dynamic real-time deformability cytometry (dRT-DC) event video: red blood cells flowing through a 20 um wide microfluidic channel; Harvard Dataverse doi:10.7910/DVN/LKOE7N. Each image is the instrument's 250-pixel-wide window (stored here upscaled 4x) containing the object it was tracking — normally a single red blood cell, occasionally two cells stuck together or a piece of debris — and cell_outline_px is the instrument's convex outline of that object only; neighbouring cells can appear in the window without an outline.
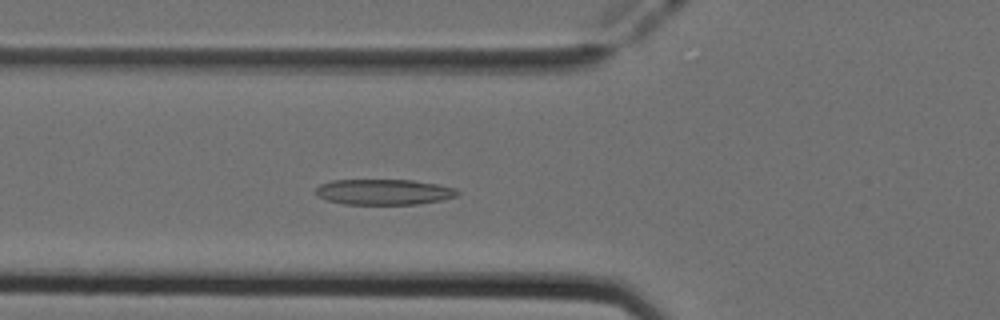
{"species": "Egyptian fruit bat (a non-hibernating species)", "species_latin": "Rousettus aegyptiacus", "temperature_condition": "cold", "stored_images_in_passage": 48, "camera_frame_rate_fps": 3000, "um_per_image_px": 0.085, "animal": {"sex": "female"}, "frame": {"image": 1, "passage_image": 15, "time_ms": 4.667, "image_size_px": [1000, 320], "cell_outline_px": [[460, 192], [456, 196], [440, 200], [416, 204], [344, 204], [328, 200], [320, 196], [316, 192], [316, 188], [320, 184], [332, 180], [412, 180], [440, 184], [456, 188]], "centroid_in_image_um": [32.66, 16.31], "position_along_channel_um": 93.1, "area_um2": 21.04}}
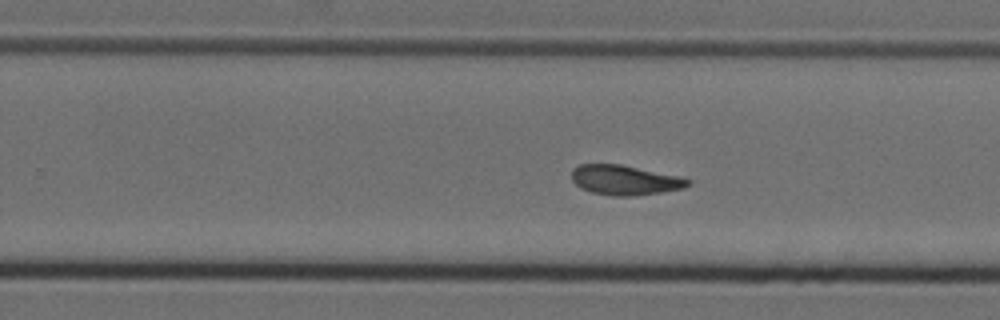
{"frame": {"image": 2, "passage_image": 29, "time_ms": 9.333, "image_size_px": [1000, 320], "cell_outline_px": [[692, 180], [684, 188], [660, 192], [632, 196], [612, 196], [592, 192], [580, 188], [572, 180], [572, 168], [580, 164], [620, 164], [680, 176]], "centroid_in_image_um": [53.09, 15.3], "position_along_channel_um": 276.7, "area_um2": 20.17}}
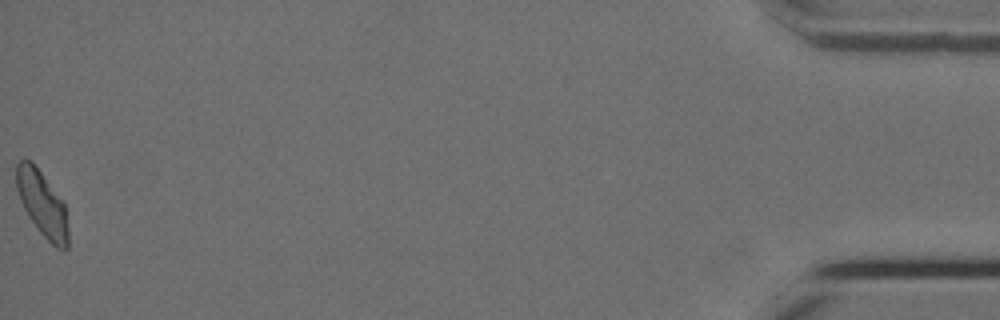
{"frame": {"image": 3, "passage_image": 48, "time_ms": 15.667, "image_size_px": [1000, 320], "cell_outline_px": [[68, 248], [64, 252], [56, 248], [36, 228], [28, 216], [20, 200], [16, 188], [16, 164], [20, 160], [28, 160], [40, 172], [64, 204], [68, 228]], "centroid_in_image_um": [3.59, 17.4], "position_along_channel_um": 431.6, "area_um2": 19.36}, "authors_computed_cell_mechanics": {"area_um2": 20.1722, "velocity_mm_per_s": 3.9264, "shape_relaxation_time_tau1_ms": 9.7308, "shape_relaxation_time_tau2_ms": 2.4769, "deformation_change_tau1": 0.2135, "deformation_change_tau2": 0.0939}}